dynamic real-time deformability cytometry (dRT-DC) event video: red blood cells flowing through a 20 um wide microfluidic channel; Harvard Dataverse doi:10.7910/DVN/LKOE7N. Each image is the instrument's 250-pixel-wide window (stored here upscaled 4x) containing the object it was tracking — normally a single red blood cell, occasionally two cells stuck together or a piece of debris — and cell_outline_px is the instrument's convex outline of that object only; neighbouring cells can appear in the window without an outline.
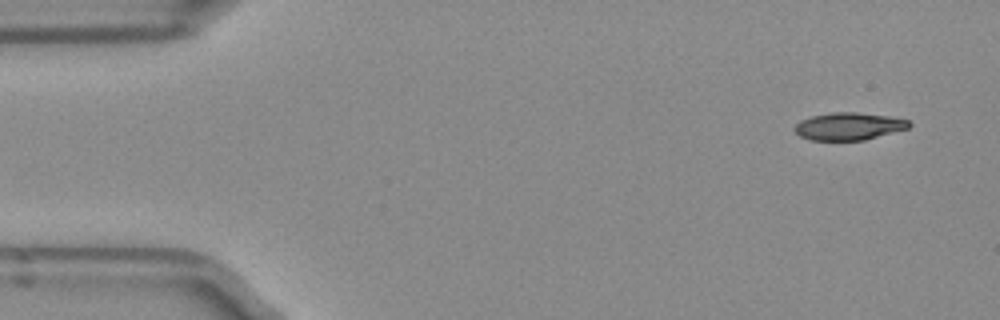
{"species": "Egyptian fruit bat (a non-hibernating species)", "species_latin": "Rousettus aegyptiacus", "temperature_condition": "room temperature", "stored_images_in_passage": 6, "camera_frame_rate_fps": 3000, "um_per_image_px": 0.085, "frame": {"image": 1, "passage_image": 1, "time_ms": 0.0, "image_size_px": [1000, 320], "cell_outline_px": [[912, 124], [908, 128], [864, 140], [812, 140], [800, 136], [792, 128], [800, 120], [812, 116], [832, 112], [856, 112], [888, 116], [908, 120]], "centroid_in_image_um": [72.12, 10.73], "position_along_channel_um": 12.9, "area_um2": 18.21}}
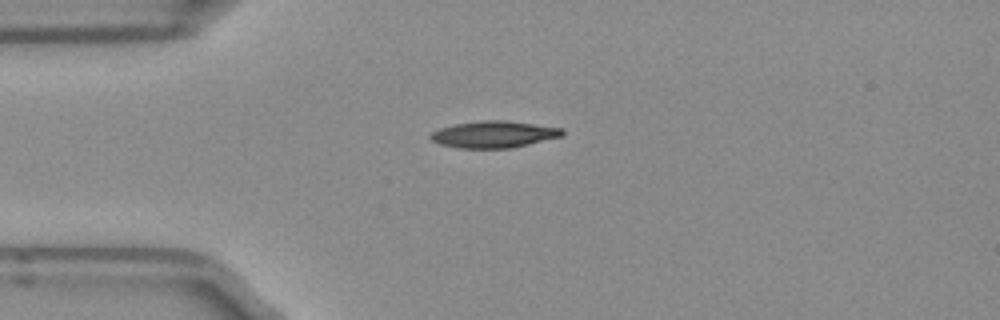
{"frame": {"image": 2, "passage_image": 3, "time_ms": 0.667, "image_size_px": [1000, 320], "cell_outline_px": [[564, 132], [560, 136], [512, 148], [460, 148], [440, 144], [432, 140], [428, 136], [432, 132], [440, 128], [456, 124], [480, 120], [504, 120], [564, 128]], "centroid_in_image_um": [41.96, 11.41], "position_along_channel_um": 43.0, "area_um2": 20.35}}
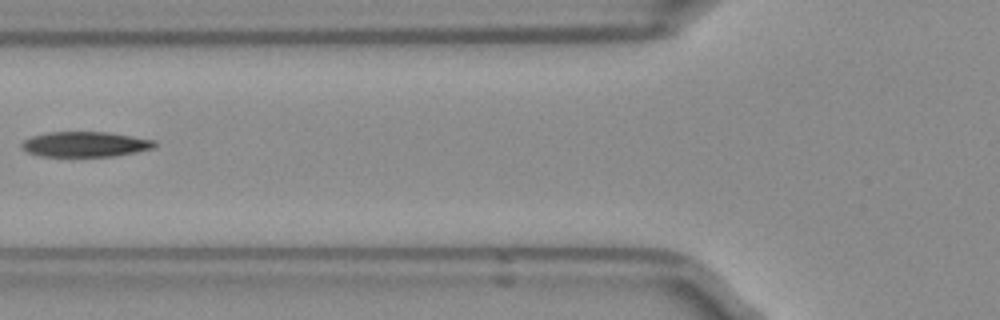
{"frame": {"image": 3, "passage_image": 5, "time_ms": 1.333, "image_size_px": [1000, 320], "cell_outline_px": [[156, 144], [152, 148], [136, 152], [112, 156], [40, 156], [28, 152], [20, 144], [24, 140], [32, 136], [48, 132], [108, 132], [156, 140]], "centroid_in_image_um": [7.25, 12.25], "position_along_channel_um": 118.6, "area_um2": 19.36}}